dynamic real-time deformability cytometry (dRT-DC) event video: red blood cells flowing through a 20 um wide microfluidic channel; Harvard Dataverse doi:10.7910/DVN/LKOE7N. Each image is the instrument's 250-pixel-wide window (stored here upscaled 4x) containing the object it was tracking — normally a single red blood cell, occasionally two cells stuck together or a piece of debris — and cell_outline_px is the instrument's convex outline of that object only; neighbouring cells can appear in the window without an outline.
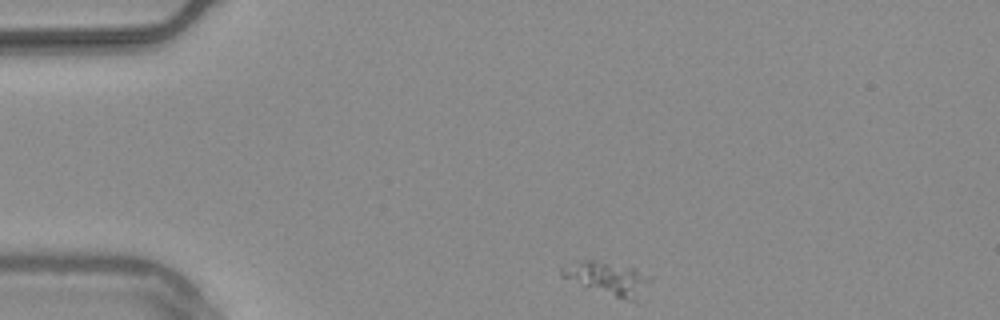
{"species": "common noctule bat (a hibernating species)", "species_latin": "Nyctalus noctula", "temperature_condition": "warm", "stored_images_in_passage": 46, "camera_frame_rate_fps": 3000, "um_per_image_px": 0.085, "animal": {"sex": "male", "body_mass_g": 20.4}, "frame": {"image": 1, "passage_image": 1, "time_ms": 0.0, "image_size_px": [1000, 320], "cell_outline_px": [[652, 280], [640, 304], [636, 304], [580, 284], [560, 276], [560, 268], [580, 260], [596, 260], [632, 268], [652, 276]], "centroid_in_image_um": [51.79, 23.71], "position_along_channel_um": 33.2, "area_um2": 17.34}}
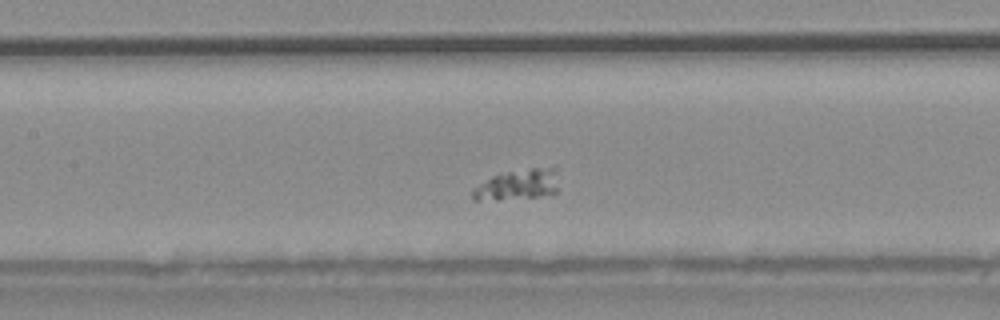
{"frame": {"image": 2, "passage_image": 16, "time_ms": 5.0, "image_size_px": [1000, 320], "cell_outline_px": [[556, 192], [552, 196], [496, 200], [472, 200], [472, 192], [480, 184], [492, 176], [508, 172], [528, 168], [556, 168]], "centroid_in_image_um": [44.03, 15.73], "position_along_channel_um": 163.4, "area_um2": 15.26}}
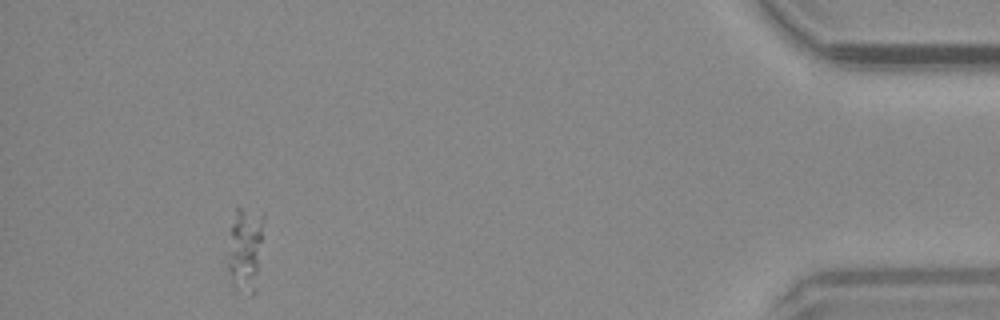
{"frame": {"image": 3, "passage_image": 42, "time_ms": 13.667, "image_size_px": [1000, 320], "cell_outline_px": [[264, 220], [256, 272], [248, 276], [232, 276], [228, 272], [228, 252], [232, 224], [236, 208], [240, 208], [264, 216]], "centroid_in_image_um": [20.81, 20.64], "position_along_channel_um": 414.4, "area_um2": 13.99}}